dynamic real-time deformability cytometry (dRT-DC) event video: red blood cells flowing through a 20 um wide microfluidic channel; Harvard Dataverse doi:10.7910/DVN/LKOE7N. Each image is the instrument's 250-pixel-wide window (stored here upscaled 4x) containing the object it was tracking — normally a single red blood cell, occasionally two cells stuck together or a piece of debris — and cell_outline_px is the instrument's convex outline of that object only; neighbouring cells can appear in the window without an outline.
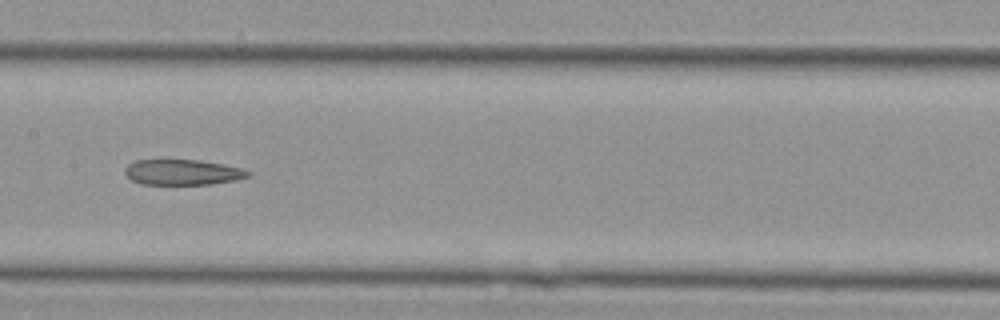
{"species": "Egyptian fruit bat (a non-hibernating species)", "species_latin": "Rousettus aegyptiacus", "temperature_condition": "cold", "stored_images_in_passage": 32, "camera_frame_rate_fps": 3000, "um_per_image_px": 0.085, "animal": {"sex": "female"}, "frame": {"image": 1, "passage_image": 14, "time_ms": 4.333, "image_size_px": [1000, 320], "cell_outline_px": [[252, 172], [248, 176], [236, 180], [212, 184], [140, 184], [132, 180], [124, 172], [124, 168], [128, 164], [136, 160], [200, 160], [224, 164], [240, 168]], "centroid_in_image_um": [15.51, 14.64], "position_along_channel_um": 191.9, "area_um2": 18.26}}
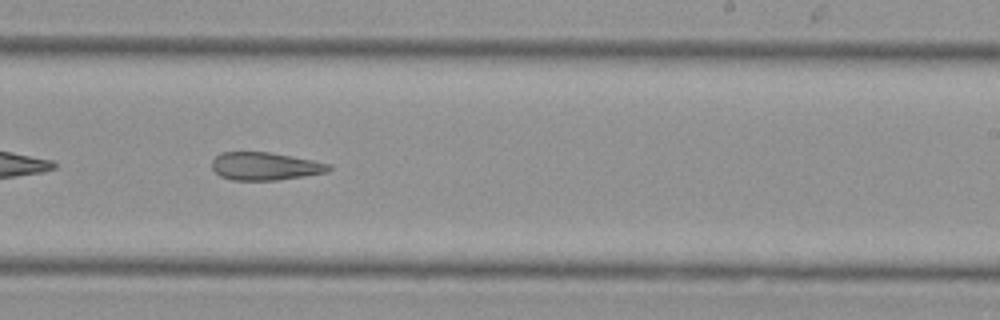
{"frame": {"image": 2, "passage_image": 19, "time_ms": 6.0, "image_size_px": [1000, 320], "cell_outline_px": [[332, 168], [328, 172], [304, 176], [276, 180], [232, 180], [220, 176], [212, 168], [212, 160], [220, 152], [268, 152], [312, 160], [332, 164]], "centroid_in_image_um": [22.53, 14.13], "position_along_channel_um": 266.5, "area_um2": 18.96}}